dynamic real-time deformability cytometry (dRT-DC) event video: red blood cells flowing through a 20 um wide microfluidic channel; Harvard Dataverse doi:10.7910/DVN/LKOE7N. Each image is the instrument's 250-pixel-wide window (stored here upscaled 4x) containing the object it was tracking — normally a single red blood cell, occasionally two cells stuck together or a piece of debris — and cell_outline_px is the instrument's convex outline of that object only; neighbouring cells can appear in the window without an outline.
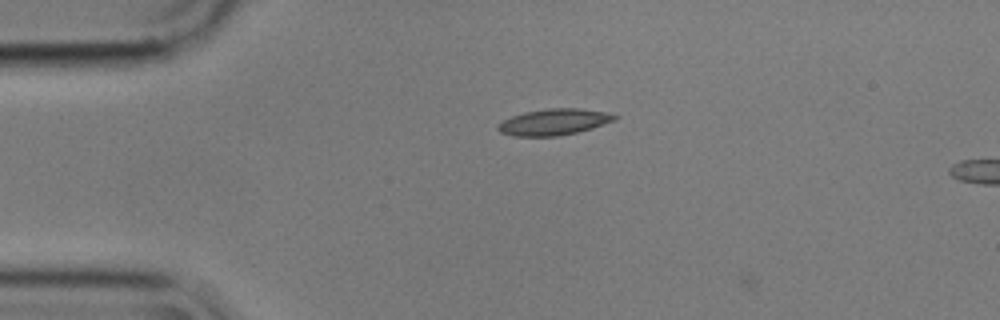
{"species": "common noctule bat (a hibernating species)", "species_latin": "Nyctalus noctula", "temperature_condition": "cold", "stored_images_in_passage": 5, "camera_frame_rate_fps": 3000, "um_per_image_px": 0.085, "animal": {"sex": "male", "body_mass_g": 17.9}, "frame": {"image": 1, "passage_image": 4, "time_ms": 1.0, "image_size_px": [1000, 320], "cell_outline_px": [[620, 116], [616, 120], [592, 128], [560, 136], [512, 136], [500, 132], [496, 128], [504, 120], [512, 116], [524, 112], [552, 108], [576, 108], [608, 112]], "centroid_in_image_um": [47.12, 10.37], "position_along_channel_um": 37.9, "area_um2": 17.8}}